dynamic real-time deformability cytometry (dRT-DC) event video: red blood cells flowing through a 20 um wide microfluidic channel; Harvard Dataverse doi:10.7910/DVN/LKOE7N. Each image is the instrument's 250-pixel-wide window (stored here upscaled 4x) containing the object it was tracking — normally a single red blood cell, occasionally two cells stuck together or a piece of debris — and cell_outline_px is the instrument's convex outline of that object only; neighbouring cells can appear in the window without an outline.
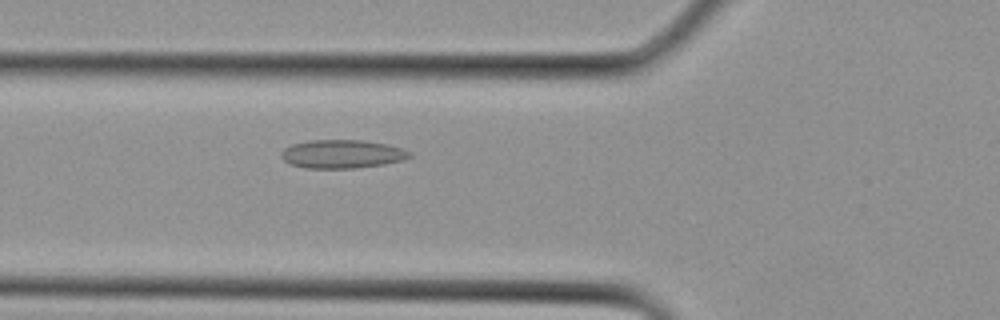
{"species": "Egyptian fruit bat (a non-hibernating species)", "species_latin": "Rousettus aegyptiacus", "temperature_condition": "cold", "stored_images_in_passage": 9, "camera_frame_rate_fps": 3000, "um_per_image_px": 0.085, "animal": {"sex": "female"}, "frame": {"image": 1, "passage_image": 8, "time_ms": 2.333, "image_size_px": [1000, 320], "cell_outline_px": [[412, 156], [404, 160], [384, 164], [356, 168], [304, 168], [292, 164], [284, 160], [280, 156], [280, 152], [284, 148], [292, 144], [308, 140], [364, 140], [388, 144], [412, 152]], "centroid_in_image_um": [29.08, 13.09], "position_along_channel_um": 96.7, "area_um2": 21.44}}